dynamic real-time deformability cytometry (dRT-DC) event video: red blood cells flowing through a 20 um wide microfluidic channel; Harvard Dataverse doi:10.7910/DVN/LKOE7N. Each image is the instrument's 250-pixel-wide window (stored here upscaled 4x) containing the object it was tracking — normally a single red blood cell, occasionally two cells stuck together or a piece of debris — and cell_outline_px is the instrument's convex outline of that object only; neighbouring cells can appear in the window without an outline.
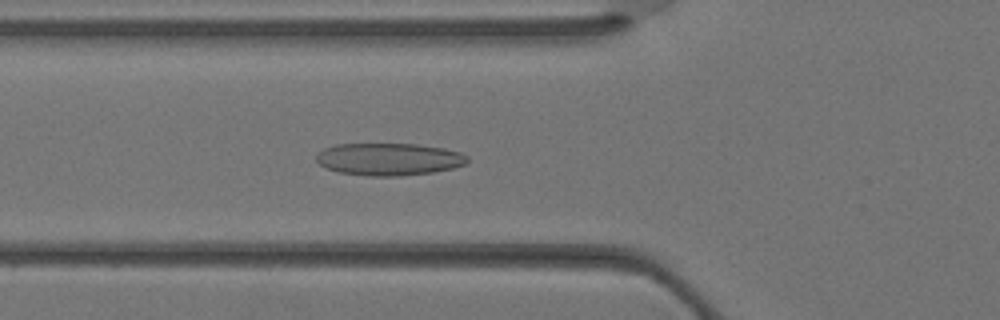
{"species": "Egyptian fruit bat (a non-hibernating species)", "species_latin": "Rousettus aegyptiacus", "temperature_condition": "warm", "stored_images_in_passage": 31, "camera_frame_rate_fps": 3000, "um_per_image_px": 0.085, "animal": {"sex": "female"}, "frame": {"image": 1, "passage_image": 12, "time_ms": 3.667, "image_size_px": [1000, 320], "cell_outline_px": [[468, 160], [464, 164], [452, 168], [432, 172], [400, 176], [368, 176], [340, 172], [328, 168], [320, 164], [316, 160], [316, 156], [324, 148], [336, 144], [416, 144], [444, 148], [460, 152], [468, 156]], "centroid_in_image_um": [33.07, 13.53], "position_along_channel_um": 92.7, "area_um2": 28.32}}
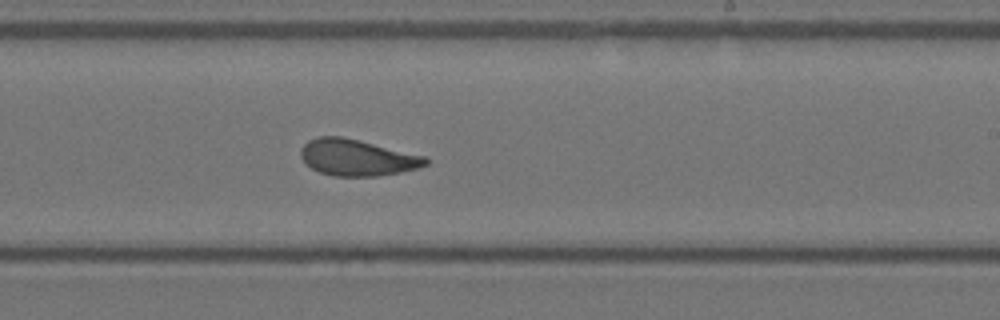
{"frame": {"image": 2, "passage_image": 21, "time_ms": 6.667, "image_size_px": [1000, 320], "cell_outline_px": [[428, 164], [416, 168], [400, 172], [376, 176], [332, 176], [320, 172], [312, 168], [300, 156], [300, 148], [308, 140], [316, 136], [340, 136], [424, 156], [428, 160]], "centroid_in_image_um": [30.3, 13.39], "position_along_channel_um": 258.7, "area_um2": 26.07}}
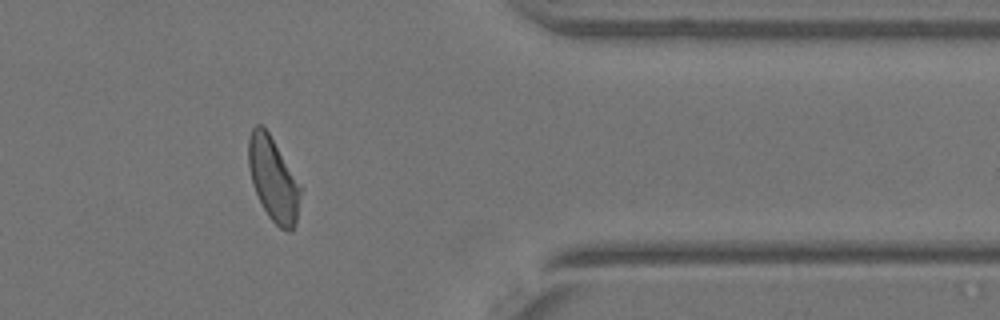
{"frame": {"image": 3, "passage_image": 29, "time_ms": 9.333, "image_size_px": [1000, 320], "cell_outline_px": [[300, 192], [296, 224], [292, 232], [288, 232], [280, 228], [268, 216], [252, 184], [248, 164], [248, 140], [252, 128], [256, 124], [260, 124], [268, 132], [300, 184]], "centroid_in_image_um": [23.21, 15.25], "position_along_channel_um": 388.2, "area_um2": 24.97}}